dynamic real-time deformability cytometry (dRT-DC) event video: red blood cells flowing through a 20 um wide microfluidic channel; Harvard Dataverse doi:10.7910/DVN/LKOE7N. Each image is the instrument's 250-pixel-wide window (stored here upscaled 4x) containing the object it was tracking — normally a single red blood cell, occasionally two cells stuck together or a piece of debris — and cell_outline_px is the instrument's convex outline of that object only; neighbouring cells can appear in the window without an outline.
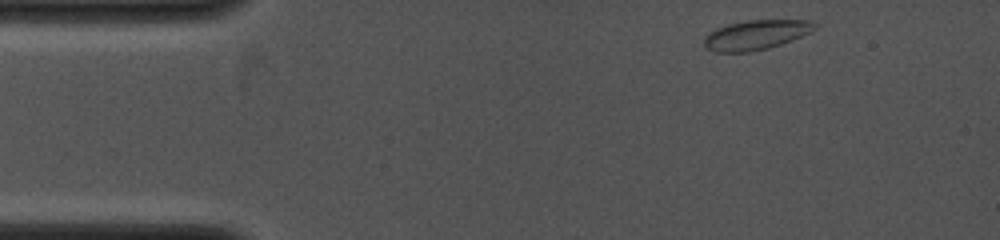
{"species": "common noctule bat (a hibernating species)", "species_latin": "Nyctalus noctula", "temperature_condition": "cold", "stored_images_in_passage": 6, "camera_frame_rate_fps": 4000, "um_per_image_px": 0.085, "animal": {"sex": "female", "body_mass_g": 19.0, "forearm_length_mm": 53.3}, "frame": {"image": 1, "passage_image": 1, "time_ms": 0.0, "image_size_px": [1000, 240], "cell_outline_px": [[816, 28], [812, 32], [780, 44], [768, 48], [748, 52], [716, 52], [708, 48], [704, 44], [704, 36], [708, 32], [716, 28], [728, 24], [748, 20], [808, 20], [816, 24]], "centroid_in_image_um": [64.24, 2.96], "position_along_channel_um": 20.8, "area_um2": 19.02}}